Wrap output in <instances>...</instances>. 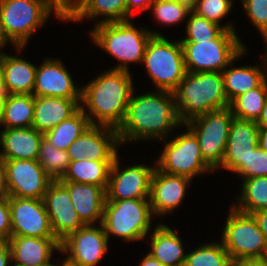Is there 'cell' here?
Masks as SVG:
<instances>
[{
    "label": "cell",
    "mask_w": 267,
    "mask_h": 266,
    "mask_svg": "<svg viewBox=\"0 0 267 266\" xmlns=\"http://www.w3.org/2000/svg\"><path fill=\"white\" fill-rule=\"evenodd\" d=\"M11 237V216L8 198L0 200V242H7Z\"/></svg>",
    "instance_id": "obj_41"
},
{
    "label": "cell",
    "mask_w": 267,
    "mask_h": 266,
    "mask_svg": "<svg viewBox=\"0 0 267 266\" xmlns=\"http://www.w3.org/2000/svg\"><path fill=\"white\" fill-rule=\"evenodd\" d=\"M237 174L243 179L267 176V152L258 146L251 152L247 162L243 163Z\"/></svg>",
    "instance_id": "obj_39"
},
{
    "label": "cell",
    "mask_w": 267,
    "mask_h": 266,
    "mask_svg": "<svg viewBox=\"0 0 267 266\" xmlns=\"http://www.w3.org/2000/svg\"><path fill=\"white\" fill-rule=\"evenodd\" d=\"M0 95H6L5 85H4V71L2 65V56L0 57Z\"/></svg>",
    "instance_id": "obj_52"
},
{
    "label": "cell",
    "mask_w": 267,
    "mask_h": 266,
    "mask_svg": "<svg viewBox=\"0 0 267 266\" xmlns=\"http://www.w3.org/2000/svg\"><path fill=\"white\" fill-rule=\"evenodd\" d=\"M187 129L168 142V139L162 140L165 148L161 151L155 167L164 173L185 176L192 180L197 175L213 173L216 170L204 160L197 137Z\"/></svg>",
    "instance_id": "obj_10"
},
{
    "label": "cell",
    "mask_w": 267,
    "mask_h": 266,
    "mask_svg": "<svg viewBox=\"0 0 267 266\" xmlns=\"http://www.w3.org/2000/svg\"><path fill=\"white\" fill-rule=\"evenodd\" d=\"M242 192L238 198V205L232 207L245 214L267 209V176H260L242 180Z\"/></svg>",
    "instance_id": "obj_33"
},
{
    "label": "cell",
    "mask_w": 267,
    "mask_h": 266,
    "mask_svg": "<svg viewBox=\"0 0 267 266\" xmlns=\"http://www.w3.org/2000/svg\"><path fill=\"white\" fill-rule=\"evenodd\" d=\"M232 5V0H198L192 12L216 23L224 30L235 31L233 24H230V22L223 26L220 24V21L230 13Z\"/></svg>",
    "instance_id": "obj_37"
},
{
    "label": "cell",
    "mask_w": 267,
    "mask_h": 266,
    "mask_svg": "<svg viewBox=\"0 0 267 266\" xmlns=\"http://www.w3.org/2000/svg\"><path fill=\"white\" fill-rule=\"evenodd\" d=\"M152 211L148 199L106 200L102 226L111 235L124 241L144 240L152 227Z\"/></svg>",
    "instance_id": "obj_7"
},
{
    "label": "cell",
    "mask_w": 267,
    "mask_h": 266,
    "mask_svg": "<svg viewBox=\"0 0 267 266\" xmlns=\"http://www.w3.org/2000/svg\"><path fill=\"white\" fill-rule=\"evenodd\" d=\"M34 96L81 99V88L73 83L70 72L59 59H46L37 67Z\"/></svg>",
    "instance_id": "obj_18"
},
{
    "label": "cell",
    "mask_w": 267,
    "mask_h": 266,
    "mask_svg": "<svg viewBox=\"0 0 267 266\" xmlns=\"http://www.w3.org/2000/svg\"><path fill=\"white\" fill-rule=\"evenodd\" d=\"M117 129L108 126L90 125L69 146L67 152L71 161L91 159L93 161H114L120 146Z\"/></svg>",
    "instance_id": "obj_16"
},
{
    "label": "cell",
    "mask_w": 267,
    "mask_h": 266,
    "mask_svg": "<svg viewBox=\"0 0 267 266\" xmlns=\"http://www.w3.org/2000/svg\"><path fill=\"white\" fill-rule=\"evenodd\" d=\"M232 266H267V262L263 258L242 259L238 261H233Z\"/></svg>",
    "instance_id": "obj_47"
},
{
    "label": "cell",
    "mask_w": 267,
    "mask_h": 266,
    "mask_svg": "<svg viewBox=\"0 0 267 266\" xmlns=\"http://www.w3.org/2000/svg\"><path fill=\"white\" fill-rule=\"evenodd\" d=\"M258 145L262 150L267 152V128L259 127Z\"/></svg>",
    "instance_id": "obj_48"
},
{
    "label": "cell",
    "mask_w": 267,
    "mask_h": 266,
    "mask_svg": "<svg viewBox=\"0 0 267 266\" xmlns=\"http://www.w3.org/2000/svg\"><path fill=\"white\" fill-rule=\"evenodd\" d=\"M5 95H0V125L3 122V108H4Z\"/></svg>",
    "instance_id": "obj_54"
},
{
    "label": "cell",
    "mask_w": 267,
    "mask_h": 266,
    "mask_svg": "<svg viewBox=\"0 0 267 266\" xmlns=\"http://www.w3.org/2000/svg\"><path fill=\"white\" fill-rule=\"evenodd\" d=\"M183 266H232V260L220 241L187 252Z\"/></svg>",
    "instance_id": "obj_35"
},
{
    "label": "cell",
    "mask_w": 267,
    "mask_h": 266,
    "mask_svg": "<svg viewBox=\"0 0 267 266\" xmlns=\"http://www.w3.org/2000/svg\"><path fill=\"white\" fill-rule=\"evenodd\" d=\"M256 124L258 125V127L267 128V99H266L264 108L262 110L261 116L256 122Z\"/></svg>",
    "instance_id": "obj_50"
},
{
    "label": "cell",
    "mask_w": 267,
    "mask_h": 266,
    "mask_svg": "<svg viewBox=\"0 0 267 266\" xmlns=\"http://www.w3.org/2000/svg\"><path fill=\"white\" fill-rule=\"evenodd\" d=\"M117 155L109 173L106 200L147 199L150 195V180L155 169L145 164L119 168Z\"/></svg>",
    "instance_id": "obj_14"
},
{
    "label": "cell",
    "mask_w": 267,
    "mask_h": 266,
    "mask_svg": "<svg viewBox=\"0 0 267 266\" xmlns=\"http://www.w3.org/2000/svg\"><path fill=\"white\" fill-rule=\"evenodd\" d=\"M8 198L6 187L5 165L3 159L0 158V200Z\"/></svg>",
    "instance_id": "obj_46"
},
{
    "label": "cell",
    "mask_w": 267,
    "mask_h": 266,
    "mask_svg": "<svg viewBox=\"0 0 267 266\" xmlns=\"http://www.w3.org/2000/svg\"><path fill=\"white\" fill-rule=\"evenodd\" d=\"M241 2L252 25L263 37L267 33V0H242Z\"/></svg>",
    "instance_id": "obj_40"
},
{
    "label": "cell",
    "mask_w": 267,
    "mask_h": 266,
    "mask_svg": "<svg viewBox=\"0 0 267 266\" xmlns=\"http://www.w3.org/2000/svg\"><path fill=\"white\" fill-rule=\"evenodd\" d=\"M134 93L135 89L130 96L124 120L117 129L120 144L149 138L165 140L172 129L183 126L174 92L155 90L140 96Z\"/></svg>",
    "instance_id": "obj_1"
},
{
    "label": "cell",
    "mask_w": 267,
    "mask_h": 266,
    "mask_svg": "<svg viewBox=\"0 0 267 266\" xmlns=\"http://www.w3.org/2000/svg\"><path fill=\"white\" fill-rule=\"evenodd\" d=\"M103 18L97 24L127 20L126 0H80L65 16V21L80 22L89 18ZM106 18H104V17Z\"/></svg>",
    "instance_id": "obj_27"
},
{
    "label": "cell",
    "mask_w": 267,
    "mask_h": 266,
    "mask_svg": "<svg viewBox=\"0 0 267 266\" xmlns=\"http://www.w3.org/2000/svg\"><path fill=\"white\" fill-rule=\"evenodd\" d=\"M109 239L102 224L85 225L60 242V253L74 266H96L108 250Z\"/></svg>",
    "instance_id": "obj_13"
},
{
    "label": "cell",
    "mask_w": 267,
    "mask_h": 266,
    "mask_svg": "<svg viewBox=\"0 0 267 266\" xmlns=\"http://www.w3.org/2000/svg\"><path fill=\"white\" fill-rule=\"evenodd\" d=\"M190 182L188 177L164 173L155 167L149 195L152 214L164 216L175 211L182 204Z\"/></svg>",
    "instance_id": "obj_19"
},
{
    "label": "cell",
    "mask_w": 267,
    "mask_h": 266,
    "mask_svg": "<svg viewBox=\"0 0 267 266\" xmlns=\"http://www.w3.org/2000/svg\"><path fill=\"white\" fill-rule=\"evenodd\" d=\"M91 125L88 117L79 109L73 116L44 134L56 149L67 151L69 146Z\"/></svg>",
    "instance_id": "obj_32"
},
{
    "label": "cell",
    "mask_w": 267,
    "mask_h": 266,
    "mask_svg": "<svg viewBox=\"0 0 267 266\" xmlns=\"http://www.w3.org/2000/svg\"><path fill=\"white\" fill-rule=\"evenodd\" d=\"M52 12L60 21H65V16L53 0H0L4 32L18 52L26 46L30 36L46 23Z\"/></svg>",
    "instance_id": "obj_5"
},
{
    "label": "cell",
    "mask_w": 267,
    "mask_h": 266,
    "mask_svg": "<svg viewBox=\"0 0 267 266\" xmlns=\"http://www.w3.org/2000/svg\"><path fill=\"white\" fill-rule=\"evenodd\" d=\"M34 118V95H5L3 108L4 129L32 127Z\"/></svg>",
    "instance_id": "obj_30"
},
{
    "label": "cell",
    "mask_w": 267,
    "mask_h": 266,
    "mask_svg": "<svg viewBox=\"0 0 267 266\" xmlns=\"http://www.w3.org/2000/svg\"><path fill=\"white\" fill-rule=\"evenodd\" d=\"M43 202L51 230L59 242L85 226L74 209L69 190L60 181H52L44 194Z\"/></svg>",
    "instance_id": "obj_17"
},
{
    "label": "cell",
    "mask_w": 267,
    "mask_h": 266,
    "mask_svg": "<svg viewBox=\"0 0 267 266\" xmlns=\"http://www.w3.org/2000/svg\"><path fill=\"white\" fill-rule=\"evenodd\" d=\"M53 266H74V265H71L70 263H68V262L64 259L60 265H59V263H58V264H54Z\"/></svg>",
    "instance_id": "obj_55"
},
{
    "label": "cell",
    "mask_w": 267,
    "mask_h": 266,
    "mask_svg": "<svg viewBox=\"0 0 267 266\" xmlns=\"http://www.w3.org/2000/svg\"><path fill=\"white\" fill-rule=\"evenodd\" d=\"M149 254L164 266H183L186 253L182 240L175 231L164 223L154 226Z\"/></svg>",
    "instance_id": "obj_26"
},
{
    "label": "cell",
    "mask_w": 267,
    "mask_h": 266,
    "mask_svg": "<svg viewBox=\"0 0 267 266\" xmlns=\"http://www.w3.org/2000/svg\"><path fill=\"white\" fill-rule=\"evenodd\" d=\"M154 0H126L127 20L132 16L133 11L139 10L144 12L149 10Z\"/></svg>",
    "instance_id": "obj_42"
},
{
    "label": "cell",
    "mask_w": 267,
    "mask_h": 266,
    "mask_svg": "<svg viewBox=\"0 0 267 266\" xmlns=\"http://www.w3.org/2000/svg\"><path fill=\"white\" fill-rule=\"evenodd\" d=\"M230 210L223 227L221 243L232 262L263 258L267 240L253 215L242 213L233 207Z\"/></svg>",
    "instance_id": "obj_9"
},
{
    "label": "cell",
    "mask_w": 267,
    "mask_h": 266,
    "mask_svg": "<svg viewBox=\"0 0 267 266\" xmlns=\"http://www.w3.org/2000/svg\"><path fill=\"white\" fill-rule=\"evenodd\" d=\"M8 41L11 42L4 32L0 19V57L5 54V52H1V48H3L8 43Z\"/></svg>",
    "instance_id": "obj_51"
},
{
    "label": "cell",
    "mask_w": 267,
    "mask_h": 266,
    "mask_svg": "<svg viewBox=\"0 0 267 266\" xmlns=\"http://www.w3.org/2000/svg\"><path fill=\"white\" fill-rule=\"evenodd\" d=\"M43 133L35 128H10L0 133V158L3 160H38Z\"/></svg>",
    "instance_id": "obj_24"
},
{
    "label": "cell",
    "mask_w": 267,
    "mask_h": 266,
    "mask_svg": "<svg viewBox=\"0 0 267 266\" xmlns=\"http://www.w3.org/2000/svg\"><path fill=\"white\" fill-rule=\"evenodd\" d=\"M263 39H264V43L267 44V33L263 36ZM265 52L267 53V49L265 50Z\"/></svg>",
    "instance_id": "obj_57"
},
{
    "label": "cell",
    "mask_w": 267,
    "mask_h": 266,
    "mask_svg": "<svg viewBox=\"0 0 267 266\" xmlns=\"http://www.w3.org/2000/svg\"><path fill=\"white\" fill-rule=\"evenodd\" d=\"M186 71L222 72L246 48L236 31L223 30L211 41H180Z\"/></svg>",
    "instance_id": "obj_6"
},
{
    "label": "cell",
    "mask_w": 267,
    "mask_h": 266,
    "mask_svg": "<svg viewBox=\"0 0 267 266\" xmlns=\"http://www.w3.org/2000/svg\"><path fill=\"white\" fill-rule=\"evenodd\" d=\"M267 99V78L257 87L233 99L229 108L234 118L257 122Z\"/></svg>",
    "instance_id": "obj_31"
},
{
    "label": "cell",
    "mask_w": 267,
    "mask_h": 266,
    "mask_svg": "<svg viewBox=\"0 0 267 266\" xmlns=\"http://www.w3.org/2000/svg\"><path fill=\"white\" fill-rule=\"evenodd\" d=\"M252 215L257 221L259 229L263 232L267 240V209L256 211Z\"/></svg>",
    "instance_id": "obj_43"
},
{
    "label": "cell",
    "mask_w": 267,
    "mask_h": 266,
    "mask_svg": "<svg viewBox=\"0 0 267 266\" xmlns=\"http://www.w3.org/2000/svg\"><path fill=\"white\" fill-rule=\"evenodd\" d=\"M11 236L55 238L43 199L9 196Z\"/></svg>",
    "instance_id": "obj_15"
},
{
    "label": "cell",
    "mask_w": 267,
    "mask_h": 266,
    "mask_svg": "<svg viewBox=\"0 0 267 266\" xmlns=\"http://www.w3.org/2000/svg\"><path fill=\"white\" fill-rule=\"evenodd\" d=\"M263 259L267 262V244H266V250H265Z\"/></svg>",
    "instance_id": "obj_56"
},
{
    "label": "cell",
    "mask_w": 267,
    "mask_h": 266,
    "mask_svg": "<svg viewBox=\"0 0 267 266\" xmlns=\"http://www.w3.org/2000/svg\"><path fill=\"white\" fill-rule=\"evenodd\" d=\"M132 79L130 71L108 69L81 87L80 109L91 125L119 128L135 89Z\"/></svg>",
    "instance_id": "obj_2"
},
{
    "label": "cell",
    "mask_w": 267,
    "mask_h": 266,
    "mask_svg": "<svg viewBox=\"0 0 267 266\" xmlns=\"http://www.w3.org/2000/svg\"><path fill=\"white\" fill-rule=\"evenodd\" d=\"M233 118L228 107L200 115L184 124L197 137L204 160L214 170L222 164Z\"/></svg>",
    "instance_id": "obj_11"
},
{
    "label": "cell",
    "mask_w": 267,
    "mask_h": 266,
    "mask_svg": "<svg viewBox=\"0 0 267 266\" xmlns=\"http://www.w3.org/2000/svg\"><path fill=\"white\" fill-rule=\"evenodd\" d=\"M70 193V199L85 225L99 224L103 219L106 190L93 184L60 181ZM96 222V223H95Z\"/></svg>",
    "instance_id": "obj_22"
},
{
    "label": "cell",
    "mask_w": 267,
    "mask_h": 266,
    "mask_svg": "<svg viewBox=\"0 0 267 266\" xmlns=\"http://www.w3.org/2000/svg\"><path fill=\"white\" fill-rule=\"evenodd\" d=\"M94 44L119 60L115 70L129 71V63L143 62L145 49L152 36H162L160 32L137 29L130 20L108 22L95 25L90 31Z\"/></svg>",
    "instance_id": "obj_4"
},
{
    "label": "cell",
    "mask_w": 267,
    "mask_h": 266,
    "mask_svg": "<svg viewBox=\"0 0 267 266\" xmlns=\"http://www.w3.org/2000/svg\"><path fill=\"white\" fill-rule=\"evenodd\" d=\"M56 7L66 16L80 0H53Z\"/></svg>",
    "instance_id": "obj_44"
},
{
    "label": "cell",
    "mask_w": 267,
    "mask_h": 266,
    "mask_svg": "<svg viewBox=\"0 0 267 266\" xmlns=\"http://www.w3.org/2000/svg\"><path fill=\"white\" fill-rule=\"evenodd\" d=\"M139 266H164L157 259L153 258L149 253L145 255Z\"/></svg>",
    "instance_id": "obj_49"
},
{
    "label": "cell",
    "mask_w": 267,
    "mask_h": 266,
    "mask_svg": "<svg viewBox=\"0 0 267 266\" xmlns=\"http://www.w3.org/2000/svg\"><path fill=\"white\" fill-rule=\"evenodd\" d=\"M224 29L194 12L189 13L186 23V37L180 41H211Z\"/></svg>",
    "instance_id": "obj_36"
},
{
    "label": "cell",
    "mask_w": 267,
    "mask_h": 266,
    "mask_svg": "<svg viewBox=\"0 0 267 266\" xmlns=\"http://www.w3.org/2000/svg\"><path fill=\"white\" fill-rule=\"evenodd\" d=\"M6 95L31 94L35 86L37 66L17 56L2 55Z\"/></svg>",
    "instance_id": "obj_28"
},
{
    "label": "cell",
    "mask_w": 267,
    "mask_h": 266,
    "mask_svg": "<svg viewBox=\"0 0 267 266\" xmlns=\"http://www.w3.org/2000/svg\"><path fill=\"white\" fill-rule=\"evenodd\" d=\"M7 243L14 266H53L50 262L53 252H60L56 238L11 236Z\"/></svg>",
    "instance_id": "obj_21"
},
{
    "label": "cell",
    "mask_w": 267,
    "mask_h": 266,
    "mask_svg": "<svg viewBox=\"0 0 267 266\" xmlns=\"http://www.w3.org/2000/svg\"><path fill=\"white\" fill-rule=\"evenodd\" d=\"M183 125L200 115L229 107L222 72H187L174 91Z\"/></svg>",
    "instance_id": "obj_3"
},
{
    "label": "cell",
    "mask_w": 267,
    "mask_h": 266,
    "mask_svg": "<svg viewBox=\"0 0 267 266\" xmlns=\"http://www.w3.org/2000/svg\"><path fill=\"white\" fill-rule=\"evenodd\" d=\"M81 99L34 96L32 128L45 134L80 109Z\"/></svg>",
    "instance_id": "obj_23"
},
{
    "label": "cell",
    "mask_w": 267,
    "mask_h": 266,
    "mask_svg": "<svg viewBox=\"0 0 267 266\" xmlns=\"http://www.w3.org/2000/svg\"><path fill=\"white\" fill-rule=\"evenodd\" d=\"M38 162L53 181H59L67 172L71 159L67 151L56 149L49 140L43 137Z\"/></svg>",
    "instance_id": "obj_34"
},
{
    "label": "cell",
    "mask_w": 267,
    "mask_h": 266,
    "mask_svg": "<svg viewBox=\"0 0 267 266\" xmlns=\"http://www.w3.org/2000/svg\"><path fill=\"white\" fill-rule=\"evenodd\" d=\"M11 253L7 242H0V266H11Z\"/></svg>",
    "instance_id": "obj_45"
},
{
    "label": "cell",
    "mask_w": 267,
    "mask_h": 266,
    "mask_svg": "<svg viewBox=\"0 0 267 266\" xmlns=\"http://www.w3.org/2000/svg\"><path fill=\"white\" fill-rule=\"evenodd\" d=\"M8 196L43 199L52 179L38 160H3Z\"/></svg>",
    "instance_id": "obj_12"
},
{
    "label": "cell",
    "mask_w": 267,
    "mask_h": 266,
    "mask_svg": "<svg viewBox=\"0 0 267 266\" xmlns=\"http://www.w3.org/2000/svg\"><path fill=\"white\" fill-rule=\"evenodd\" d=\"M143 63L156 90L174 92L187 73L180 40H167L163 35L150 38Z\"/></svg>",
    "instance_id": "obj_8"
},
{
    "label": "cell",
    "mask_w": 267,
    "mask_h": 266,
    "mask_svg": "<svg viewBox=\"0 0 267 266\" xmlns=\"http://www.w3.org/2000/svg\"><path fill=\"white\" fill-rule=\"evenodd\" d=\"M177 1L178 3L187 6L189 9H193L196 5V2L198 0H174Z\"/></svg>",
    "instance_id": "obj_53"
},
{
    "label": "cell",
    "mask_w": 267,
    "mask_h": 266,
    "mask_svg": "<svg viewBox=\"0 0 267 266\" xmlns=\"http://www.w3.org/2000/svg\"><path fill=\"white\" fill-rule=\"evenodd\" d=\"M258 139L259 127L255 121L233 118L225 155L222 164L218 168H223L236 174L243 166V163L247 162L251 152L259 146Z\"/></svg>",
    "instance_id": "obj_20"
},
{
    "label": "cell",
    "mask_w": 267,
    "mask_h": 266,
    "mask_svg": "<svg viewBox=\"0 0 267 266\" xmlns=\"http://www.w3.org/2000/svg\"><path fill=\"white\" fill-rule=\"evenodd\" d=\"M245 48L231 63L222 71L224 91L228 102L247 91L257 88L267 78V53L262 58L263 67L241 66L233 67L237 58H242L247 53ZM229 67V68H228Z\"/></svg>",
    "instance_id": "obj_25"
},
{
    "label": "cell",
    "mask_w": 267,
    "mask_h": 266,
    "mask_svg": "<svg viewBox=\"0 0 267 266\" xmlns=\"http://www.w3.org/2000/svg\"><path fill=\"white\" fill-rule=\"evenodd\" d=\"M114 161L84 159L71 161L67 172L59 181L93 184L107 190L109 173Z\"/></svg>",
    "instance_id": "obj_29"
},
{
    "label": "cell",
    "mask_w": 267,
    "mask_h": 266,
    "mask_svg": "<svg viewBox=\"0 0 267 266\" xmlns=\"http://www.w3.org/2000/svg\"><path fill=\"white\" fill-rule=\"evenodd\" d=\"M149 10L153 11L156 20L168 26L180 23L192 11L187 6L174 0H154Z\"/></svg>",
    "instance_id": "obj_38"
}]
</instances>
